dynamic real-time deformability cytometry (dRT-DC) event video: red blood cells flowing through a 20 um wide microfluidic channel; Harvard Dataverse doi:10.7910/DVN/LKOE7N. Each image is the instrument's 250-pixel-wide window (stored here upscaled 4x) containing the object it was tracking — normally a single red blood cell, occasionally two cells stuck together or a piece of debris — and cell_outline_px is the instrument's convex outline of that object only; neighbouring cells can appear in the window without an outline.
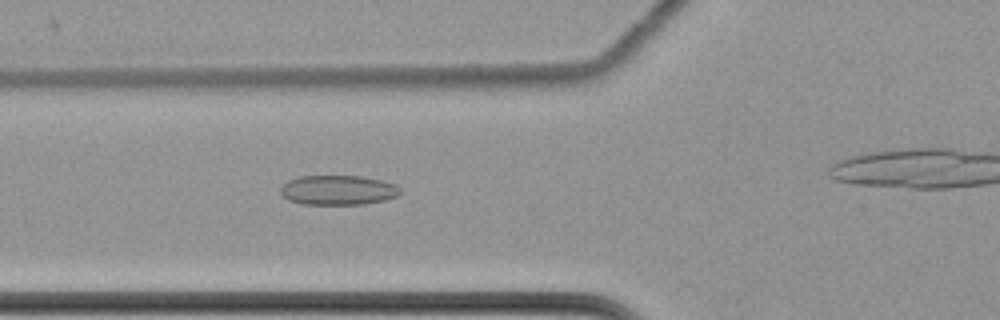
{"species": "common noctule bat (a hibernating species)", "species_latin": "Nyctalus noctula", "temperature_condition": "cold", "stored_images_in_passage": 54, "camera_frame_rate_fps": 3000, "um_per_image_px": 0.085, "animal": {"sex": "female", "body_mass_g": 22.7, "forearm_length_mm": 54.2}, "frame": {"image": 1, "passage_image": 25, "time_ms": 8.0, "image_size_px": [1000, 320], "cell_outline_px": [[400, 196], [384, 200], [364, 204], [304, 204], [288, 200], [280, 192], [280, 188], [288, 180], [300, 176], [360, 176], [380, 180], [396, 184], [400, 188]], "centroid_in_image_um": [28.75, 16.16], "position_along_channel_um": 97.0, "area_um2": 20.69}}
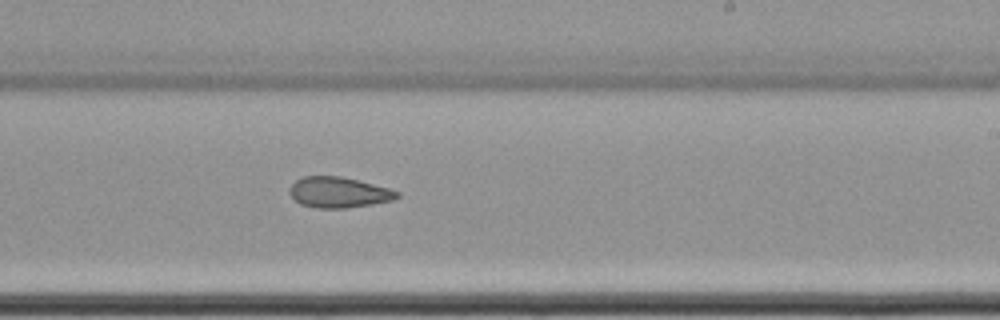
{"frame": {"image": 2, "passage_image": 39, "time_ms": 12.667, "image_size_px": [1000, 320], "cell_outline_px": [[400, 196], [392, 200], [372, 204], [344, 208], [316, 208], [300, 204], [288, 192], [288, 188], [296, 180], [304, 176], [340, 176], [388, 188], [400, 192]], "centroid_in_image_um": [28.76, 16.35], "position_along_channel_um": 260.2, "area_um2": 19.07}}
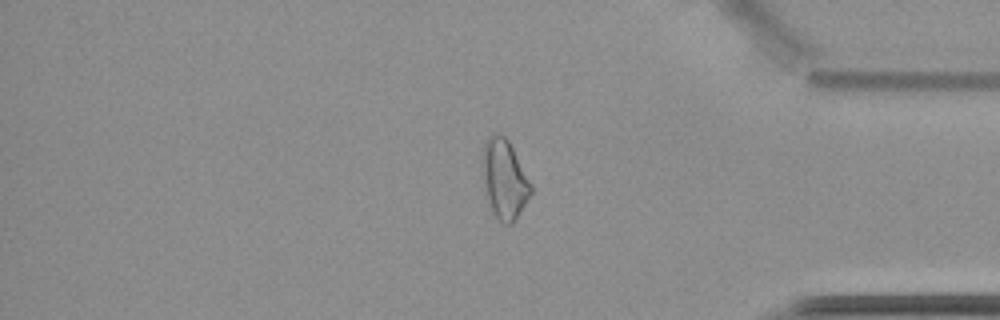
{"frame": {"image": 3, "passage_image": 52, "time_ms": 17.0, "image_size_px": [1000, 320], "cell_outline_px": [[532, 192], [516, 220], [512, 224], [504, 224], [492, 212], [488, 196], [484, 176], [484, 144], [488, 136], [496, 132], [504, 136], [508, 140], [532, 184]], "centroid_in_image_um": [42.92, 15.24], "position_along_channel_um": 392.3, "area_um2": 21.73}, "authors_computed_cell_mechanics": {"area_um2": 21.4438, "velocity_mm_per_s": 3.4963, "shape_relaxation_time_tau1_ms": null, "shape_relaxation_time_tau2_ms": 8.0599, "deformation_change_tau1": null, "deformation_change_tau2": 0.1324}}